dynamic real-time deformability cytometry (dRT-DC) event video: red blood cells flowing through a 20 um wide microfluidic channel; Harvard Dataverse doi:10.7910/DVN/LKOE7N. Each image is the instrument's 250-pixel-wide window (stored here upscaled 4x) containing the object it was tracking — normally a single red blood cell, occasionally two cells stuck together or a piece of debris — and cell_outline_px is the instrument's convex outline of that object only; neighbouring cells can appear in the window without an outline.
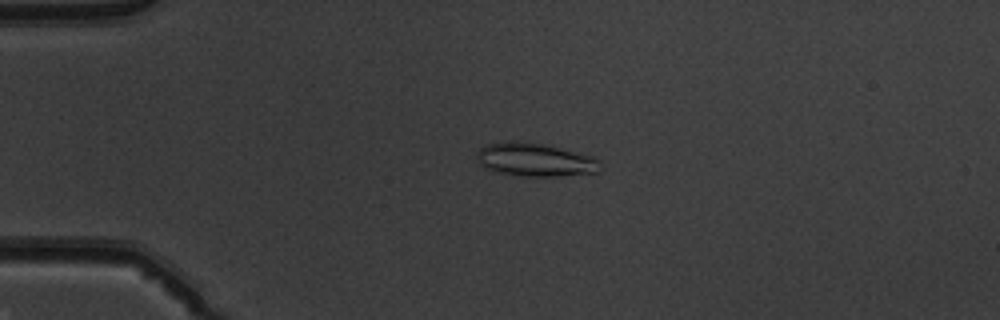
{"species": "common noctule bat (a hibernating species)", "species_latin": "Nyctalus noctula", "temperature_condition": "warm", "stored_images_in_passage": 52, "camera_frame_rate_fps": 3000, "um_per_image_px": 0.085, "animal": {"sex": "male", "body_mass_g": 19.5, "forearm_length_mm": 54.6}, "frame": {"image": 1, "passage_image": 13, "time_ms": 4.0, "image_size_px": [1000, 320], "cell_outline_px": [[600, 160], [596, 172], [560, 176], [524, 176], [496, 172], [484, 168], [476, 160], [476, 152], [480, 148], [488, 144], [544, 144], [580, 152], [592, 156]], "centroid_in_image_um": [45.49, 13.62], "position_along_channel_um": 39.5, "area_um2": 23.24}}
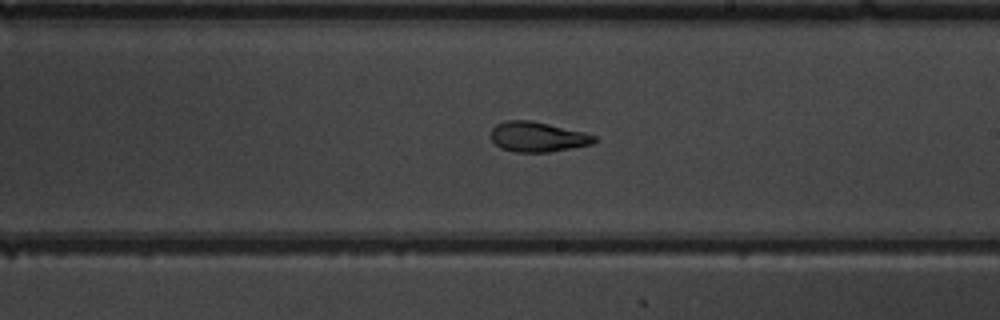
{"frame": {"image": 2, "passage_image": 31, "time_ms": 10.0, "image_size_px": [1000, 320], "cell_outline_px": [[596, 140], [592, 144], [572, 148], [548, 152], [516, 152], [500, 148], [492, 140], [492, 128], [496, 124], [504, 120], [532, 120], [584, 132], [596, 136]], "centroid_in_image_um": [45.69, 11.62], "position_along_channel_um": 243.3, "area_um2": 18.09}}
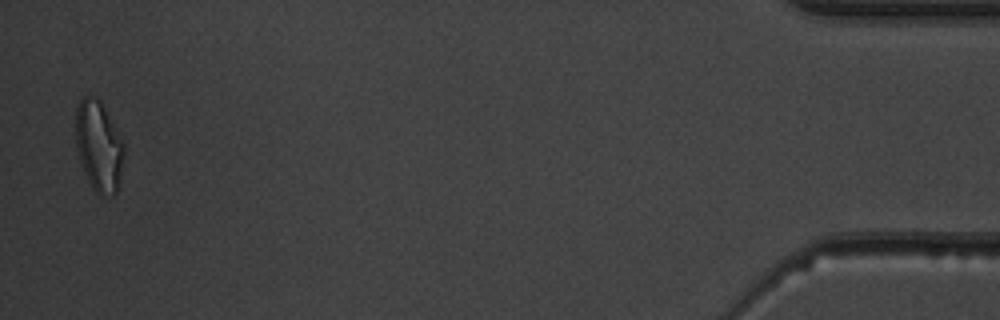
{"frame": {"image": 3, "passage_image": 51, "time_ms": 16.667, "image_size_px": [1000, 320], "cell_outline_px": [[124, 156], [116, 192], [112, 196], [96, 192], [92, 188], [84, 172], [76, 148], [76, 108], [80, 100], [84, 96], [92, 96], [100, 100], [124, 144]], "centroid_in_image_um": [8.38, 12.41], "position_along_channel_um": 426.8, "area_um2": 25.03}, "authors_computed_cell_mechanics": {"area_um2": 20.23, "velocity_mm_per_s": 3.9964, "shape_relaxation_time_tau1_ms": 5.8378, "shape_relaxation_time_tau2_ms": 1.7906, "deformation_change_tau1": 0.1887, "deformation_change_tau2": 0.086}}